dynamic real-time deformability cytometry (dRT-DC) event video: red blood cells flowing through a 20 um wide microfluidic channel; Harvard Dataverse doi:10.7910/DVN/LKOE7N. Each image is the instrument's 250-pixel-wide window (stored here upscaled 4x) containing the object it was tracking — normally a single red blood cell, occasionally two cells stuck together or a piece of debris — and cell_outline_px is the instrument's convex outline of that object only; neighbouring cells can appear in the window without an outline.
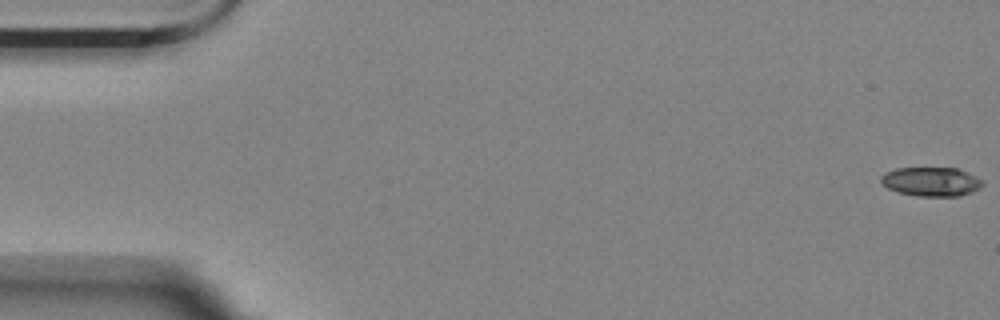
{"species": "Egyptian fruit bat (a non-hibernating species)", "species_latin": "Rousettus aegyptiacus", "temperature_condition": "room temperature", "stored_images_in_passage": 20, "camera_frame_rate_fps": 3000, "um_per_image_px": 0.085, "animal": {"sex": "female"}, "frame": {"image": 1, "passage_image": 1, "time_ms": 0.0, "image_size_px": [1000, 320], "cell_outline_px": [[984, 184], [980, 188], [972, 192], [960, 196], [916, 196], [896, 192], [888, 188], [880, 180], [880, 176], [884, 172], [896, 168], [956, 168], [984, 180]], "centroid_in_image_um": [79.14, 15.44], "position_along_channel_um": 5.9, "area_um2": 17.34}}
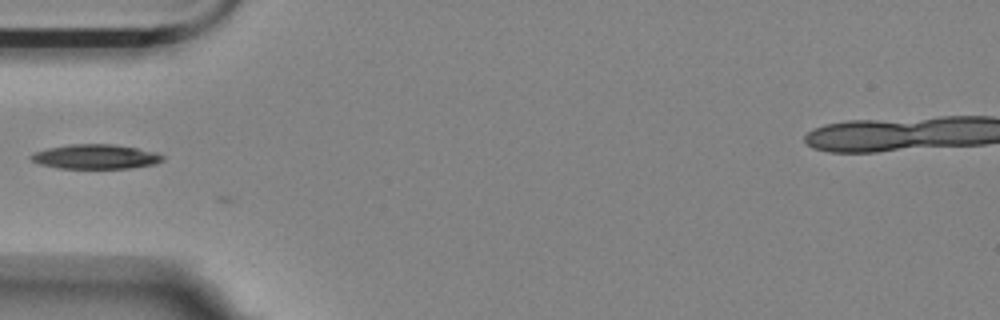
{"frame": {"image": 2, "passage_image": 19, "time_ms": 6.0, "image_size_px": [1000, 320], "cell_outline_px": [[164, 160], [156, 164], [128, 168], [60, 168], [40, 164], [32, 160], [28, 156], [36, 152], [48, 148], [68, 144], [112, 144], [136, 148], [156, 152], [164, 156]], "centroid_in_image_um": [8.14, 13.31], "position_along_channel_um": 76.9, "area_um2": 18.73}}